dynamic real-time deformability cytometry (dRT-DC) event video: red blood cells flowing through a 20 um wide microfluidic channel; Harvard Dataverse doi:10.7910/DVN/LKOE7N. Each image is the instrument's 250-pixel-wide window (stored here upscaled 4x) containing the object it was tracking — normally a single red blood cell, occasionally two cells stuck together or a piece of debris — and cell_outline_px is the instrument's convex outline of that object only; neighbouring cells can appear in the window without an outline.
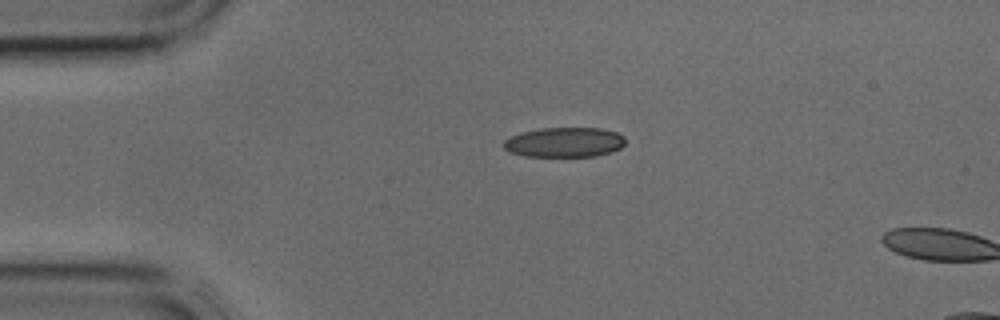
{"species": "common noctule bat (a hibernating species)", "species_latin": "Nyctalus noctula", "temperature_condition": "cold", "stored_images_in_passage": 2, "camera_frame_rate_fps": 3000, "um_per_image_px": 0.085, "animal": {"sex": "male", "body_mass_g": 17.9, "forearm_length_mm": 54.2}, "frame": {"image": 1, "passage_image": 1, "time_ms": 0.0, "image_size_px": [1000, 320], "cell_outline_px": [[624, 144], [620, 148], [612, 152], [596, 156], [524, 156], [508, 152], [504, 148], [504, 140], [520, 132], [540, 128], [600, 128], [616, 132], [624, 136]], "centroid_in_image_um": [47.97, 12.09], "position_along_channel_um": 37.0, "area_um2": 21.21}}